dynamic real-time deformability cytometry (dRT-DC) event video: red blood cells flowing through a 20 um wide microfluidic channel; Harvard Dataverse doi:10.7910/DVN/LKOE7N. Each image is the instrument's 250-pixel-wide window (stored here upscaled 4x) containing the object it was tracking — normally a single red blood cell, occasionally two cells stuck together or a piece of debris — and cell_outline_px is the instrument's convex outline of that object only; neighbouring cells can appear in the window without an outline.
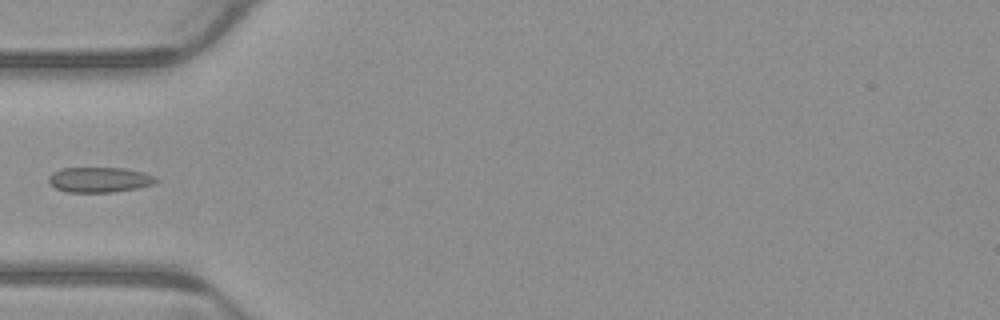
{"species": "common noctule bat (a hibernating species)", "species_latin": "Nyctalus noctula", "temperature_condition": "warm", "stored_images_in_passage": 5, "camera_frame_rate_fps": 3000, "um_per_image_px": 0.085, "animal": {"sex": "male", "body_mass_g": 23.1, "forearm_length_mm": 52.7}, "frame": {"image": 1, "passage_image": 4, "time_ms": 1.0, "image_size_px": [1000, 320], "cell_outline_px": [[160, 180], [156, 184], [116, 192], [68, 192], [56, 188], [48, 180], [48, 176], [52, 172], [60, 168], [124, 168], [144, 172], [156, 176]], "centroid_in_image_um": [8.51, 15.27], "position_along_channel_um": 76.5, "area_um2": 15.95}}
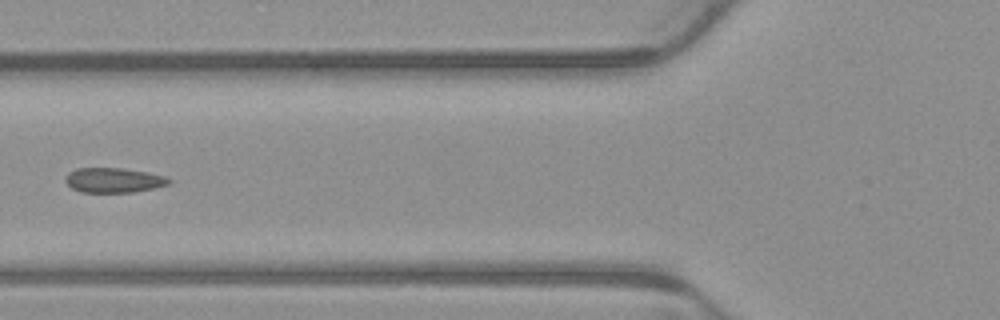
{"frame": {"image": 2, "passage_image": 5, "time_ms": 1.333, "image_size_px": [1000, 320], "cell_outline_px": [[172, 184], [156, 188], [132, 192], [80, 192], [72, 188], [64, 180], [68, 172], [76, 168], [120, 168], [148, 172], [164, 176], [172, 180]], "centroid_in_image_um": [9.68, 15.32], "position_along_channel_um": 116.1, "area_um2": 15.09}}